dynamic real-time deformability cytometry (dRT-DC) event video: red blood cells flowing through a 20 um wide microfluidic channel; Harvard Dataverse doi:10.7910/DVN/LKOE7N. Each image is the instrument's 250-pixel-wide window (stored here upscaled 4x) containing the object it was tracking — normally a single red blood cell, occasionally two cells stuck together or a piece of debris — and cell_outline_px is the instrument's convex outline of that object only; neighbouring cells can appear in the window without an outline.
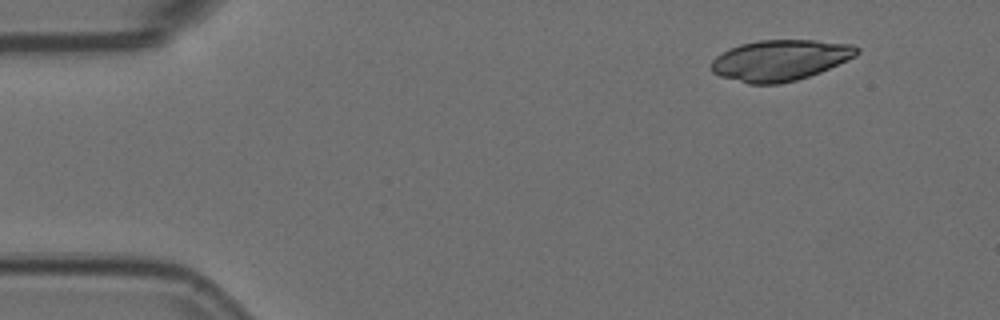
{"species": "Egyptian fruit bat (a non-hibernating species)", "species_latin": "Rousettus aegyptiacus", "temperature_condition": "room temperature", "stored_images_in_passage": 3, "camera_frame_rate_fps": 3000, "um_per_image_px": 0.085, "animal": {"sex": "female"}, "frame": {"image": 1, "passage_image": 1, "time_ms": 0.0, "image_size_px": [1000, 320], "cell_outline_px": [[860, 52], [856, 56], [820, 72], [796, 80], [780, 84], [748, 84], [720, 76], [712, 72], [712, 60], [716, 56], [740, 44], [760, 40], [816, 40], [852, 44], [860, 48]], "centroid_in_image_um": [66.34, 5.12], "position_along_channel_um": 18.7, "area_um2": 34.56}}